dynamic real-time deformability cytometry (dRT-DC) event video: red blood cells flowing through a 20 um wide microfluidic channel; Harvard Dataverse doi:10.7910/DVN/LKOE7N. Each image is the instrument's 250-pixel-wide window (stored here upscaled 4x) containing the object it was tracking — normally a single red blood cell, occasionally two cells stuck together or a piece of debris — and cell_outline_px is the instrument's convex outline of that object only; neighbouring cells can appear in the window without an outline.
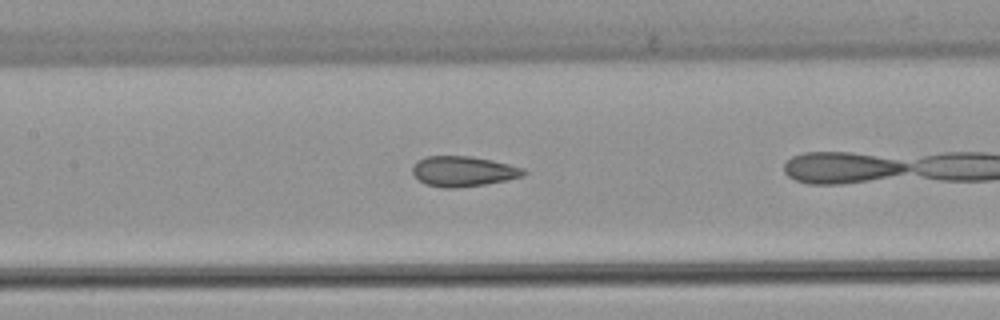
{"species": "common noctule bat (a hibernating species)", "species_latin": "Nyctalus noctula", "temperature_condition": "warm", "stored_images_in_passage": 20, "camera_frame_rate_fps": 3000, "um_per_image_px": 0.085, "animal": {"sex": "female", "body_mass_g": 22.7, "forearm_length_mm": 54.2}, "frame": {"image": 1, "passage_image": 9, "time_ms": 2.667, "image_size_px": [1000, 320], "cell_outline_px": [[528, 172], [524, 176], [508, 180], [484, 184], [452, 188], [444, 188], [428, 184], [420, 180], [412, 172], [412, 168], [420, 160], [428, 156], [472, 156], [492, 160], [524, 168]], "centroid_in_image_um": [39.44, 14.56], "position_along_channel_um": 168.0, "area_um2": 19.36}}